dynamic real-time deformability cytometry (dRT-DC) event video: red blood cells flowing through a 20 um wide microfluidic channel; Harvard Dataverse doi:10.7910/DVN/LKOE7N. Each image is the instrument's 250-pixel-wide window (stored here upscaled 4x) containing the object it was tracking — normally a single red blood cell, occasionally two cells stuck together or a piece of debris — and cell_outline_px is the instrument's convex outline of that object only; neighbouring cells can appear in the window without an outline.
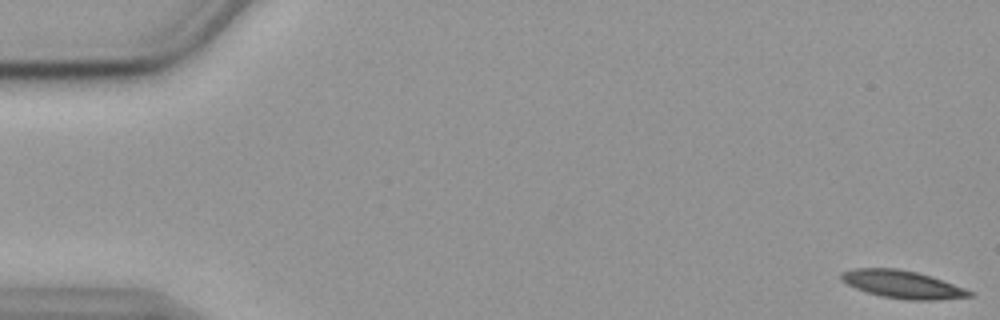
{"species": "common noctule bat (a hibernating species)", "species_latin": "Nyctalus noctula", "temperature_condition": "cold", "stored_images_in_passage": 56, "camera_frame_rate_fps": 3000, "um_per_image_px": 0.085, "animal": {"sex": "female", "body_mass_g": 19.9}, "frame": {"image": 1, "passage_image": 1, "time_ms": 0.0, "image_size_px": [1000, 320], "cell_outline_px": [[976, 296], [936, 300], [908, 300], [880, 296], [856, 288], [840, 280], [840, 272], [852, 268], [896, 268], [916, 272], [976, 292]], "centroid_in_image_um": [76.7, 24.18], "position_along_channel_um": 8.3, "area_um2": 20.69}}
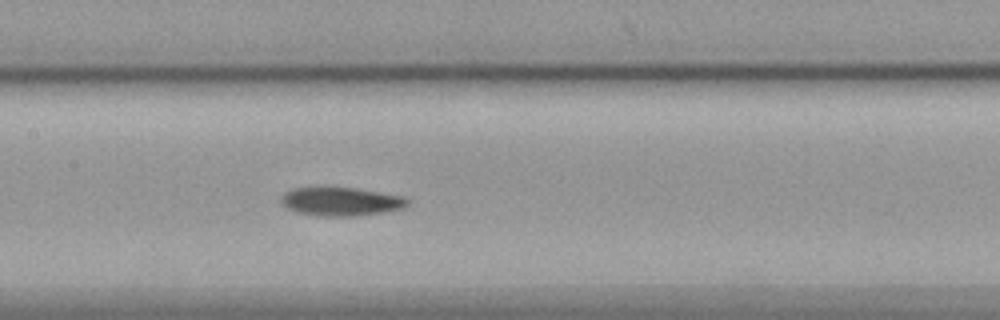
{"frame": {"image": 2, "passage_image": 27, "time_ms": 8.667, "image_size_px": [1000, 320], "cell_outline_px": [[408, 204], [404, 208], [384, 212], [356, 216], [320, 216], [296, 212], [280, 204], [280, 196], [284, 192], [292, 188], [356, 188], [404, 196], [408, 200]], "centroid_in_image_um": [28.96, 17.13], "position_along_channel_um": 178.4, "area_um2": 21.1}}
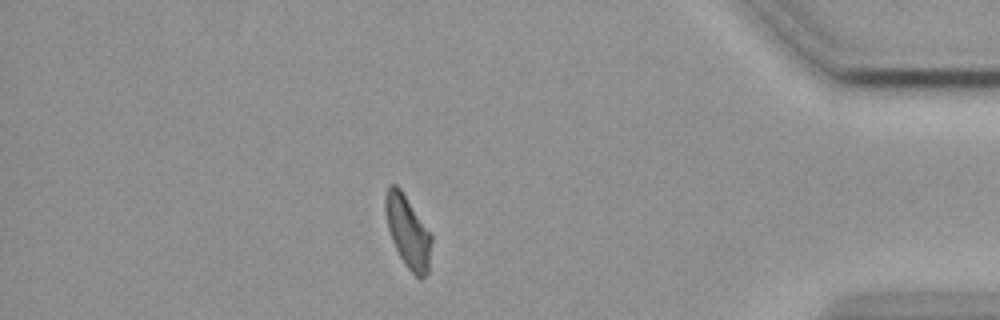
{"frame": {"image": 3, "passage_image": 49, "time_ms": 16.0, "image_size_px": [1000, 320], "cell_outline_px": [[432, 240], [428, 272], [420, 280], [404, 264], [392, 240], [388, 228], [384, 212], [384, 196], [388, 184], [396, 184], [400, 188], [432, 232]], "centroid_in_image_um": [34.67, 19.65], "position_along_channel_um": 400.5, "area_um2": 19.71}, "authors_computed_cell_mechanics": {"area_um2": 20.808, "velocity_mm_per_s": 3.56, "shape_relaxation_time_tau1_ms": 7.2773, "shape_relaxation_time_tau2_ms": 4.4161, "deformation_change_tau1": 0.1932, "deformation_change_tau2": 0.1154}}